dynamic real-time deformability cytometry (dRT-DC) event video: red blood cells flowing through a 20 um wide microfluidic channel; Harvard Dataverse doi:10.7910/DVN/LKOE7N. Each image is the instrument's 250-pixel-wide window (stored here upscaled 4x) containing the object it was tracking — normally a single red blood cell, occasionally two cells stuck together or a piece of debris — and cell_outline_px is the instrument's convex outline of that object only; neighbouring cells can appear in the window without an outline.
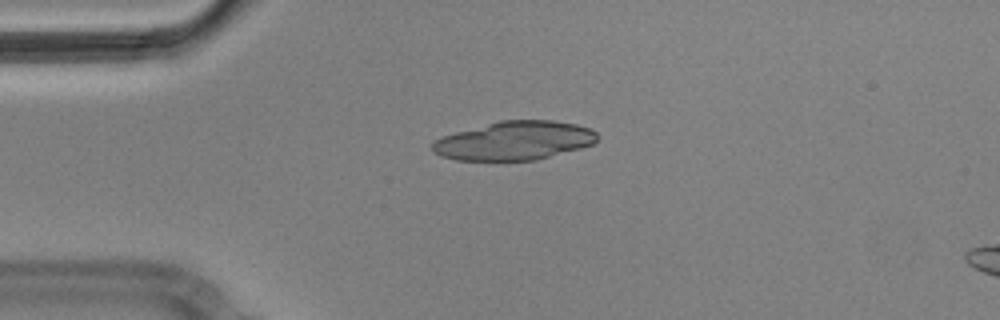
{"species": "Egyptian fruit bat (a non-hibernating species)", "species_latin": "Rousettus aegyptiacus", "temperature_condition": "cold", "stored_images_in_passage": 4, "camera_frame_rate_fps": 3000, "um_per_image_px": 0.085, "animal": {"sex": "male"}, "frame": {"image": 1, "passage_image": 1, "time_ms": 0.0, "image_size_px": [1000, 320], "cell_outline_px": [[596, 140], [592, 144], [580, 148], [536, 160], [456, 160], [440, 156], [432, 152], [432, 144], [436, 140], [444, 136], [456, 132], [500, 120], [552, 120], [576, 124], [588, 128], [596, 132]], "centroid_in_image_um": [43.7, 11.96], "position_along_channel_um": 41.3, "area_um2": 36.93}}